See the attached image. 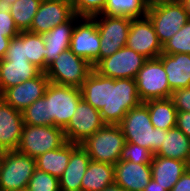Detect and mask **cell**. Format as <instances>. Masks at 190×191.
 I'll return each mask as SVG.
<instances>
[{"mask_svg":"<svg viewBox=\"0 0 190 191\" xmlns=\"http://www.w3.org/2000/svg\"><path fill=\"white\" fill-rule=\"evenodd\" d=\"M80 90L82 99L100 112L105 124L119 125L130 109L142 103L135 79H112L94 69Z\"/></svg>","mask_w":190,"mask_h":191,"instance_id":"cell-1","label":"cell"},{"mask_svg":"<svg viewBox=\"0 0 190 191\" xmlns=\"http://www.w3.org/2000/svg\"><path fill=\"white\" fill-rule=\"evenodd\" d=\"M119 126L126 142L145 147L154 154L162 146L166 130L155 128L152 125L148 107L143 102L130 109Z\"/></svg>","mask_w":190,"mask_h":191,"instance_id":"cell-2","label":"cell"},{"mask_svg":"<svg viewBox=\"0 0 190 191\" xmlns=\"http://www.w3.org/2000/svg\"><path fill=\"white\" fill-rule=\"evenodd\" d=\"M125 142L119 125L105 124L80 145L92 161L115 165L120 160Z\"/></svg>","mask_w":190,"mask_h":191,"instance_id":"cell-3","label":"cell"},{"mask_svg":"<svg viewBox=\"0 0 190 191\" xmlns=\"http://www.w3.org/2000/svg\"><path fill=\"white\" fill-rule=\"evenodd\" d=\"M35 169L34 157L17 150L5 151L0 164V191L26 189Z\"/></svg>","mask_w":190,"mask_h":191,"instance_id":"cell-4","label":"cell"},{"mask_svg":"<svg viewBox=\"0 0 190 191\" xmlns=\"http://www.w3.org/2000/svg\"><path fill=\"white\" fill-rule=\"evenodd\" d=\"M66 142L64 130L60 127L24 124L17 151L36 158L47 151L60 148Z\"/></svg>","mask_w":190,"mask_h":191,"instance_id":"cell-5","label":"cell"},{"mask_svg":"<svg viewBox=\"0 0 190 191\" xmlns=\"http://www.w3.org/2000/svg\"><path fill=\"white\" fill-rule=\"evenodd\" d=\"M147 16L153 23L160 43L163 45L189 20L180 0H170L149 5Z\"/></svg>","mask_w":190,"mask_h":191,"instance_id":"cell-6","label":"cell"},{"mask_svg":"<svg viewBox=\"0 0 190 191\" xmlns=\"http://www.w3.org/2000/svg\"><path fill=\"white\" fill-rule=\"evenodd\" d=\"M47 97L48 117L51 125L64 129L82 100L79 87L49 83L44 94Z\"/></svg>","mask_w":190,"mask_h":191,"instance_id":"cell-7","label":"cell"},{"mask_svg":"<svg viewBox=\"0 0 190 191\" xmlns=\"http://www.w3.org/2000/svg\"><path fill=\"white\" fill-rule=\"evenodd\" d=\"M93 69L91 63L67 49L59 54L45 73L51 83L80 88Z\"/></svg>","mask_w":190,"mask_h":191,"instance_id":"cell-8","label":"cell"},{"mask_svg":"<svg viewBox=\"0 0 190 191\" xmlns=\"http://www.w3.org/2000/svg\"><path fill=\"white\" fill-rule=\"evenodd\" d=\"M135 80L138 96L142 102L171 97L172 91L167 73L158 58L148 59L138 71Z\"/></svg>","mask_w":190,"mask_h":191,"instance_id":"cell-9","label":"cell"},{"mask_svg":"<svg viewBox=\"0 0 190 191\" xmlns=\"http://www.w3.org/2000/svg\"><path fill=\"white\" fill-rule=\"evenodd\" d=\"M96 21L100 34L101 59L110 57L122 47L126 46L131 18L124 16H106L99 14L92 17ZM100 18V20H98Z\"/></svg>","mask_w":190,"mask_h":191,"instance_id":"cell-10","label":"cell"},{"mask_svg":"<svg viewBox=\"0 0 190 191\" xmlns=\"http://www.w3.org/2000/svg\"><path fill=\"white\" fill-rule=\"evenodd\" d=\"M148 59L124 46L110 57L101 59L93 68L102 76L112 79H135Z\"/></svg>","mask_w":190,"mask_h":191,"instance_id":"cell-11","label":"cell"},{"mask_svg":"<svg viewBox=\"0 0 190 191\" xmlns=\"http://www.w3.org/2000/svg\"><path fill=\"white\" fill-rule=\"evenodd\" d=\"M104 125L100 112L82 99L63 130L68 142L81 144Z\"/></svg>","mask_w":190,"mask_h":191,"instance_id":"cell-12","label":"cell"},{"mask_svg":"<svg viewBox=\"0 0 190 191\" xmlns=\"http://www.w3.org/2000/svg\"><path fill=\"white\" fill-rule=\"evenodd\" d=\"M126 46L147 59L158 58L162 53V44L148 16L131 20Z\"/></svg>","mask_w":190,"mask_h":191,"instance_id":"cell-13","label":"cell"},{"mask_svg":"<svg viewBox=\"0 0 190 191\" xmlns=\"http://www.w3.org/2000/svg\"><path fill=\"white\" fill-rule=\"evenodd\" d=\"M81 20L79 25L75 24L69 49L94 67L99 62L100 34L93 18L83 17Z\"/></svg>","mask_w":190,"mask_h":191,"instance_id":"cell-14","label":"cell"},{"mask_svg":"<svg viewBox=\"0 0 190 191\" xmlns=\"http://www.w3.org/2000/svg\"><path fill=\"white\" fill-rule=\"evenodd\" d=\"M73 15L70 0H42L28 31L35 34L46 33L68 21Z\"/></svg>","mask_w":190,"mask_h":191,"instance_id":"cell-15","label":"cell"},{"mask_svg":"<svg viewBox=\"0 0 190 191\" xmlns=\"http://www.w3.org/2000/svg\"><path fill=\"white\" fill-rule=\"evenodd\" d=\"M49 83L46 73L41 72L33 79L6 89L0 97L14 109L23 111L34 101L44 96Z\"/></svg>","mask_w":190,"mask_h":191,"instance_id":"cell-16","label":"cell"},{"mask_svg":"<svg viewBox=\"0 0 190 191\" xmlns=\"http://www.w3.org/2000/svg\"><path fill=\"white\" fill-rule=\"evenodd\" d=\"M23 125L22 111L14 109L0 97V146L5 151L17 150Z\"/></svg>","mask_w":190,"mask_h":191,"instance_id":"cell-17","label":"cell"},{"mask_svg":"<svg viewBox=\"0 0 190 191\" xmlns=\"http://www.w3.org/2000/svg\"><path fill=\"white\" fill-rule=\"evenodd\" d=\"M152 179L150 164L118 161L114 165V183L125 191H143Z\"/></svg>","mask_w":190,"mask_h":191,"instance_id":"cell-18","label":"cell"},{"mask_svg":"<svg viewBox=\"0 0 190 191\" xmlns=\"http://www.w3.org/2000/svg\"><path fill=\"white\" fill-rule=\"evenodd\" d=\"M78 21H81V17L74 14L68 21L42 34L45 44V71L57 60L59 54L70 48L72 32Z\"/></svg>","mask_w":190,"mask_h":191,"instance_id":"cell-19","label":"cell"},{"mask_svg":"<svg viewBox=\"0 0 190 191\" xmlns=\"http://www.w3.org/2000/svg\"><path fill=\"white\" fill-rule=\"evenodd\" d=\"M91 161L80 144L71 143L68 165L59 178L60 191H81V181Z\"/></svg>","mask_w":190,"mask_h":191,"instance_id":"cell-20","label":"cell"},{"mask_svg":"<svg viewBox=\"0 0 190 191\" xmlns=\"http://www.w3.org/2000/svg\"><path fill=\"white\" fill-rule=\"evenodd\" d=\"M41 72L28 60L0 59V95L10 87L35 78Z\"/></svg>","mask_w":190,"mask_h":191,"instance_id":"cell-21","label":"cell"},{"mask_svg":"<svg viewBox=\"0 0 190 191\" xmlns=\"http://www.w3.org/2000/svg\"><path fill=\"white\" fill-rule=\"evenodd\" d=\"M158 59L163 63L172 92L190 87V54L161 53Z\"/></svg>","mask_w":190,"mask_h":191,"instance_id":"cell-22","label":"cell"},{"mask_svg":"<svg viewBox=\"0 0 190 191\" xmlns=\"http://www.w3.org/2000/svg\"><path fill=\"white\" fill-rule=\"evenodd\" d=\"M151 165L152 179L158 184L171 191L175 183L180 179L184 172L189 168V165L180 160L153 156Z\"/></svg>","mask_w":190,"mask_h":191,"instance_id":"cell-23","label":"cell"},{"mask_svg":"<svg viewBox=\"0 0 190 191\" xmlns=\"http://www.w3.org/2000/svg\"><path fill=\"white\" fill-rule=\"evenodd\" d=\"M190 163V139L177 127L164 132L161 148L154 154Z\"/></svg>","mask_w":190,"mask_h":191,"instance_id":"cell-24","label":"cell"},{"mask_svg":"<svg viewBox=\"0 0 190 191\" xmlns=\"http://www.w3.org/2000/svg\"><path fill=\"white\" fill-rule=\"evenodd\" d=\"M114 183V165L90 161L81 181V191H102Z\"/></svg>","mask_w":190,"mask_h":191,"instance_id":"cell-25","label":"cell"},{"mask_svg":"<svg viewBox=\"0 0 190 191\" xmlns=\"http://www.w3.org/2000/svg\"><path fill=\"white\" fill-rule=\"evenodd\" d=\"M143 103L148 107L155 128L167 131L176 127L177 109L171 98L152 99Z\"/></svg>","mask_w":190,"mask_h":191,"instance_id":"cell-26","label":"cell"},{"mask_svg":"<svg viewBox=\"0 0 190 191\" xmlns=\"http://www.w3.org/2000/svg\"><path fill=\"white\" fill-rule=\"evenodd\" d=\"M70 154L71 142L67 141L60 148L36 157V168L59 179L68 165Z\"/></svg>","mask_w":190,"mask_h":191,"instance_id":"cell-27","label":"cell"},{"mask_svg":"<svg viewBox=\"0 0 190 191\" xmlns=\"http://www.w3.org/2000/svg\"><path fill=\"white\" fill-rule=\"evenodd\" d=\"M148 9L146 0H107L101 14L135 19L147 16Z\"/></svg>","mask_w":190,"mask_h":191,"instance_id":"cell-28","label":"cell"},{"mask_svg":"<svg viewBox=\"0 0 190 191\" xmlns=\"http://www.w3.org/2000/svg\"><path fill=\"white\" fill-rule=\"evenodd\" d=\"M42 0H17L8 5L10 14L18 30L28 31Z\"/></svg>","mask_w":190,"mask_h":191,"instance_id":"cell-29","label":"cell"},{"mask_svg":"<svg viewBox=\"0 0 190 191\" xmlns=\"http://www.w3.org/2000/svg\"><path fill=\"white\" fill-rule=\"evenodd\" d=\"M24 52L30 63L45 72V44L42 34L24 31Z\"/></svg>","mask_w":190,"mask_h":191,"instance_id":"cell-30","label":"cell"},{"mask_svg":"<svg viewBox=\"0 0 190 191\" xmlns=\"http://www.w3.org/2000/svg\"><path fill=\"white\" fill-rule=\"evenodd\" d=\"M24 124L33 126L51 125V117H48L47 97L34 101L29 107L22 111Z\"/></svg>","mask_w":190,"mask_h":191,"instance_id":"cell-31","label":"cell"},{"mask_svg":"<svg viewBox=\"0 0 190 191\" xmlns=\"http://www.w3.org/2000/svg\"><path fill=\"white\" fill-rule=\"evenodd\" d=\"M162 53L190 54V20L162 45Z\"/></svg>","mask_w":190,"mask_h":191,"instance_id":"cell-32","label":"cell"},{"mask_svg":"<svg viewBox=\"0 0 190 191\" xmlns=\"http://www.w3.org/2000/svg\"><path fill=\"white\" fill-rule=\"evenodd\" d=\"M154 153L135 143L125 142L119 161H131L133 163L151 164Z\"/></svg>","mask_w":190,"mask_h":191,"instance_id":"cell-33","label":"cell"},{"mask_svg":"<svg viewBox=\"0 0 190 191\" xmlns=\"http://www.w3.org/2000/svg\"><path fill=\"white\" fill-rule=\"evenodd\" d=\"M27 188L31 191H60L59 179L36 168Z\"/></svg>","mask_w":190,"mask_h":191,"instance_id":"cell-34","label":"cell"},{"mask_svg":"<svg viewBox=\"0 0 190 191\" xmlns=\"http://www.w3.org/2000/svg\"><path fill=\"white\" fill-rule=\"evenodd\" d=\"M74 14L92 18L102 13L107 0H70Z\"/></svg>","mask_w":190,"mask_h":191,"instance_id":"cell-35","label":"cell"},{"mask_svg":"<svg viewBox=\"0 0 190 191\" xmlns=\"http://www.w3.org/2000/svg\"><path fill=\"white\" fill-rule=\"evenodd\" d=\"M5 60H28L24 52V31L13 37L9 42Z\"/></svg>","mask_w":190,"mask_h":191,"instance_id":"cell-36","label":"cell"},{"mask_svg":"<svg viewBox=\"0 0 190 191\" xmlns=\"http://www.w3.org/2000/svg\"><path fill=\"white\" fill-rule=\"evenodd\" d=\"M0 32L5 33V37L10 39L20 33L10 14L8 6L5 5L0 6Z\"/></svg>","mask_w":190,"mask_h":191,"instance_id":"cell-37","label":"cell"},{"mask_svg":"<svg viewBox=\"0 0 190 191\" xmlns=\"http://www.w3.org/2000/svg\"><path fill=\"white\" fill-rule=\"evenodd\" d=\"M170 98L177 112H190V87L175 90Z\"/></svg>","mask_w":190,"mask_h":191,"instance_id":"cell-38","label":"cell"},{"mask_svg":"<svg viewBox=\"0 0 190 191\" xmlns=\"http://www.w3.org/2000/svg\"><path fill=\"white\" fill-rule=\"evenodd\" d=\"M176 127L190 139V112H177Z\"/></svg>","mask_w":190,"mask_h":191,"instance_id":"cell-39","label":"cell"},{"mask_svg":"<svg viewBox=\"0 0 190 191\" xmlns=\"http://www.w3.org/2000/svg\"><path fill=\"white\" fill-rule=\"evenodd\" d=\"M171 191H190V169L189 168L175 183Z\"/></svg>","mask_w":190,"mask_h":191,"instance_id":"cell-40","label":"cell"},{"mask_svg":"<svg viewBox=\"0 0 190 191\" xmlns=\"http://www.w3.org/2000/svg\"><path fill=\"white\" fill-rule=\"evenodd\" d=\"M10 40V38L5 37V33L0 32V59L5 57Z\"/></svg>","mask_w":190,"mask_h":191,"instance_id":"cell-41","label":"cell"},{"mask_svg":"<svg viewBox=\"0 0 190 191\" xmlns=\"http://www.w3.org/2000/svg\"><path fill=\"white\" fill-rule=\"evenodd\" d=\"M143 191H167L166 189L162 188L158 182L154 179H151L149 184L143 189Z\"/></svg>","mask_w":190,"mask_h":191,"instance_id":"cell-42","label":"cell"},{"mask_svg":"<svg viewBox=\"0 0 190 191\" xmlns=\"http://www.w3.org/2000/svg\"><path fill=\"white\" fill-rule=\"evenodd\" d=\"M102 191H125L121 186H119L116 183H113L106 188H104Z\"/></svg>","mask_w":190,"mask_h":191,"instance_id":"cell-43","label":"cell"},{"mask_svg":"<svg viewBox=\"0 0 190 191\" xmlns=\"http://www.w3.org/2000/svg\"><path fill=\"white\" fill-rule=\"evenodd\" d=\"M180 1L184 5L185 11L187 12L189 20H190V0H180Z\"/></svg>","mask_w":190,"mask_h":191,"instance_id":"cell-44","label":"cell"},{"mask_svg":"<svg viewBox=\"0 0 190 191\" xmlns=\"http://www.w3.org/2000/svg\"><path fill=\"white\" fill-rule=\"evenodd\" d=\"M17 0H1V5H5L8 6L14 2H16Z\"/></svg>","mask_w":190,"mask_h":191,"instance_id":"cell-45","label":"cell"},{"mask_svg":"<svg viewBox=\"0 0 190 191\" xmlns=\"http://www.w3.org/2000/svg\"><path fill=\"white\" fill-rule=\"evenodd\" d=\"M165 1H170V0H146V2L151 5L154 3H158V2H165Z\"/></svg>","mask_w":190,"mask_h":191,"instance_id":"cell-46","label":"cell"},{"mask_svg":"<svg viewBox=\"0 0 190 191\" xmlns=\"http://www.w3.org/2000/svg\"><path fill=\"white\" fill-rule=\"evenodd\" d=\"M3 153L4 152H0V164H1V161H2Z\"/></svg>","mask_w":190,"mask_h":191,"instance_id":"cell-47","label":"cell"},{"mask_svg":"<svg viewBox=\"0 0 190 191\" xmlns=\"http://www.w3.org/2000/svg\"><path fill=\"white\" fill-rule=\"evenodd\" d=\"M0 152H5V150L0 146Z\"/></svg>","mask_w":190,"mask_h":191,"instance_id":"cell-48","label":"cell"},{"mask_svg":"<svg viewBox=\"0 0 190 191\" xmlns=\"http://www.w3.org/2000/svg\"><path fill=\"white\" fill-rule=\"evenodd\" d=\"M20 191H31V190H29L28 188H26V189H22V190H20Z\"/></svg>","mask_w":190,"mask_h":191,"instance_id":"cell-49","label":"cell"}]
</instances>
